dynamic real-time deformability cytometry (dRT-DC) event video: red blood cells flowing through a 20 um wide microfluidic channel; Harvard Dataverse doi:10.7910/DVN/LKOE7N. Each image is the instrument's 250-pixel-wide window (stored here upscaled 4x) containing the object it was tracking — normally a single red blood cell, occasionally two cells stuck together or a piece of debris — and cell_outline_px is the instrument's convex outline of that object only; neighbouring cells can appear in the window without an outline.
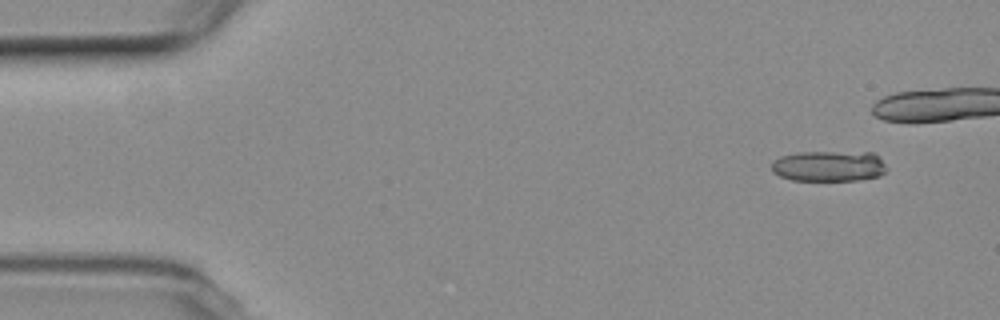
{"species": "common noctule bat (a hibernating species)", "species_latin": "Nyctalus noctula", "temperature_condition": "room temperature", "stored_images_in_passage": 9, "camera_frame_rate_fps": 3000, "um_per_image_px": 0.085, "animal": {"sex": "female", "body_mass_g": 19.3, "forearm_length_mm": 54.1}, "frame": {"image": 1, "passage_image": 2, "time_ms": 1.333, "image_size_px": [1000, 320], "cell_outline_px": [[888, 168], [880, 176], [856, 180], [792, 180], [780, 176], [772, 172], [772, 160], [780, 156], [796, 152], [872, 152], [880, 156]], "centroid_in_image_um": [70.46, 14.1], "position_along_channel_um": 14.5, "area_um2": 20.87}}
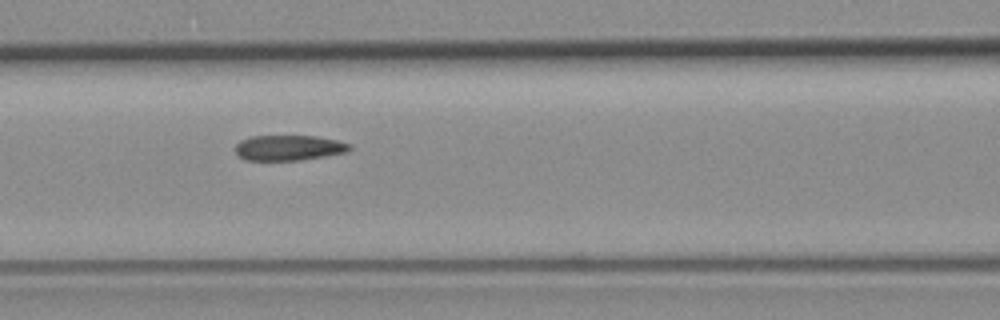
{"frame": {"image": 2, "passage_image": 9, "time_ms": 10.0, "image_size_px": [1000, 320], "cell_outline_px": [[352, 148], [348, 152], [300, 160], [244, 160], [236, 152], [236, 144], [240, 140], [248, 136], [316, 136], [336, 140], [352, 144]], "centroid_in_image_um": [24.56, 12.55], "position_along_channel_um": 142.0, "area_um2": 16.94}}